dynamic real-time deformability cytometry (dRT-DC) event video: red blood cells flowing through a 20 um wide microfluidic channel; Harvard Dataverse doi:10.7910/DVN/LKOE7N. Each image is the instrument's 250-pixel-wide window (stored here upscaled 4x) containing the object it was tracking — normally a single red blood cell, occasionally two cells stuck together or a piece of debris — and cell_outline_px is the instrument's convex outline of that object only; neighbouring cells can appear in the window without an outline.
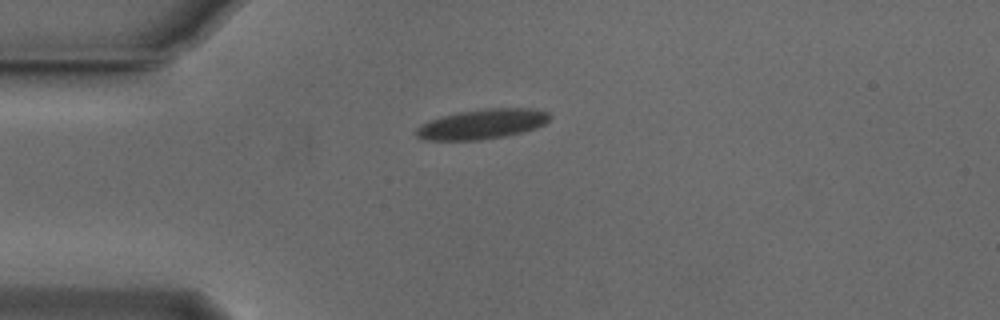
{"species": "Egyptian fruit bat (a non-hibernating species)", "species_latin": "Rousettus aegyptiacus", "temperature_condition": "cold", "stored_images_in_passage": 35, "camera_frame_rate_fps": 3000, "um_per_image_px": 0.085, "animal": {"sex": "male"}, "frame": {"image": 1, "passage_image": 2, "time_ms": 0.333, "image_size_px": [1000, 320], "cell_outline_px": [[548, 120], [544, 124], [520, 132], [504, 136], [476, 140], [424, 140], [416, 136], [416, 128], [420, 124], [444, 116], [460, 112], [484, 108], [532, 108], [548, 112]], "centroid_in_image_um": [40.94, 10.54], "position_along_channel_um": 44.1, "area_um2": 22.83}}
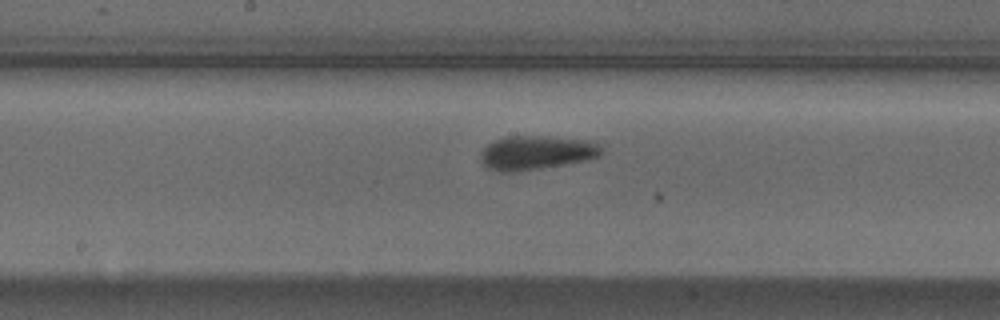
{"frame": {"image": 2, "passage_image": 16, "time_ms": 5.0, "image_size_px": [1000, 320], "cell_outline_px": [[604, 152], [600, 156], [584, 160], [540, 168], [512, 172], [500, 172], [488, 168], [480, 160], [480, 152], [488, 144], [496, 140], [508, 136], [548, 136], [588, 140], [600, 144], [604, 148]], "centroid_in_image_um": [45.6, 12.96], "position_along_channel_um": 202.6, "area_um2": 23.93}}
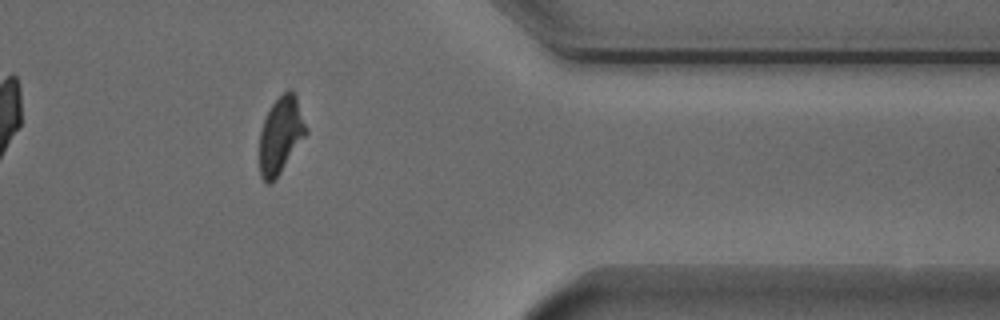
{"frame": {"image": 3, "passage_image": 32, "time_ms": 10.333, "image_size_px": [1000, 320], "cell_outline_px": [[308, 132], [272, 184], [268, 184], [260, 176], [260, 132], [264, 120], [272, 104], [288, 88], [292, 88], [296, 96], [308, 128]], "centroid_in_image_um": [23.88, 11.47], "position_along_channel_um": 387.5, "area_um2": 20.69}, "authors_computed_cell_mechanics": {"area_um2": 22.6576, "velocity_mm_per_s": 3.8379, "shape_relaxation_time_tau1_ms": 4.8568, "shape_relaxation_time_tau2_ms": 2.1145, "deformation_change_tau1": 0.138, "deformation_change_tau2": 0.0993}}